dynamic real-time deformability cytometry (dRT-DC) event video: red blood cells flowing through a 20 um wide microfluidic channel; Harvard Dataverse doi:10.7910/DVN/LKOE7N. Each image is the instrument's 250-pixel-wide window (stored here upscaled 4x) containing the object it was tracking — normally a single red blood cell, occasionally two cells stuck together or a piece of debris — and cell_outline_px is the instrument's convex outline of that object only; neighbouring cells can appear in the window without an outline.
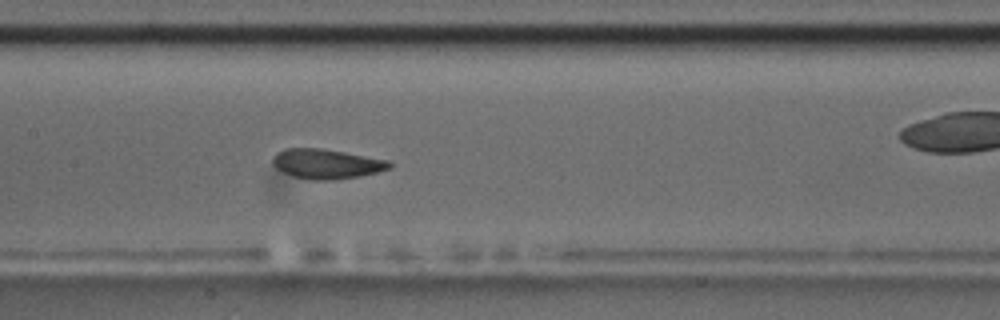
{"species": "common noctule bat (a hibernating species)", "species_latin": "Nyctalus noctula", "temperature_condition": "room temperature", "stored_images_in_passage": 9, "camera_frame_rate_fps": 3000, "um_per_image_px": 0.085, "animal": {"sex": "male", "body_mass_g": 17.5, "forearm_length_mm": 52.3}, "frame": {"image": 1, "passage_image": 8, "time_ms": 9.0, "image_size_px": [1000, 320], "cell_outline_px": [[392, 168], [360, 176], [336, 180], [308, 180], [292, 176], [276, 168], [272, 164], [272, 156], [276, 152], [284, 148], [320, 148], [344, 152], [388, 160], [392, 164]], "centroid_in_image_um": [27.72, 13.93], "position_along_channel_um": 179.7, "area_um2": 20.4}}